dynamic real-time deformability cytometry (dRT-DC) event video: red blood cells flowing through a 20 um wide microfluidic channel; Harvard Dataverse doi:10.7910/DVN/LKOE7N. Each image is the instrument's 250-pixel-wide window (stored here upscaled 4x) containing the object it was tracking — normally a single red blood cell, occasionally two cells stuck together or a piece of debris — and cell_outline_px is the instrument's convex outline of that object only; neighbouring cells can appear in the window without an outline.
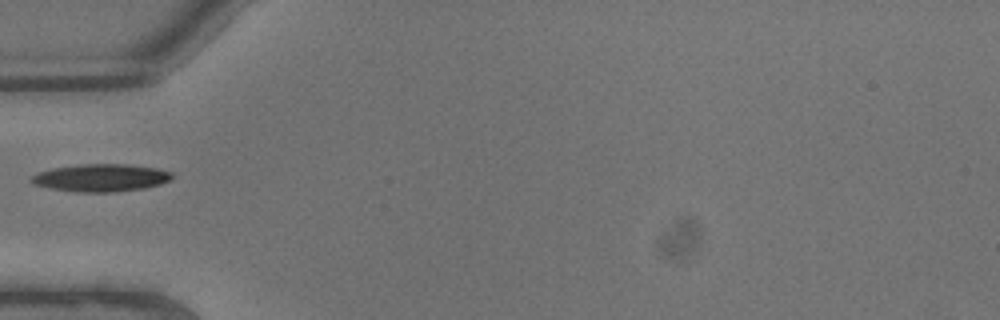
{"species": "common noctule bat (a hibernating species)", "species_latin": "Nyctalus noctula", "temperature_condition": "warm", "stored_images_in_passage": 4, "camera_frame_rate_fps": 3000, "um_per_image_px": 0.085, "animal": {"sex": "male", "body_mass_g": 13.3}, "frame": {"image": 1, "passage_image": 1, "time_ms": 0.0, "image_size_px": [1000, 320], "cell_outline_px": [[172, 180], [160, 184], [144, 188], [112, 192], [76, 192], [52, 188], [32, 184], [28, 180], [32, 176], [40, 172], [52, 168], [84, 164], [128, 164], [156, 168], [172, 172]], "centroid_in_image_um": [8.59, 15.11], "position_along_channel_um": 76.4, "area_um2": 22.54}}
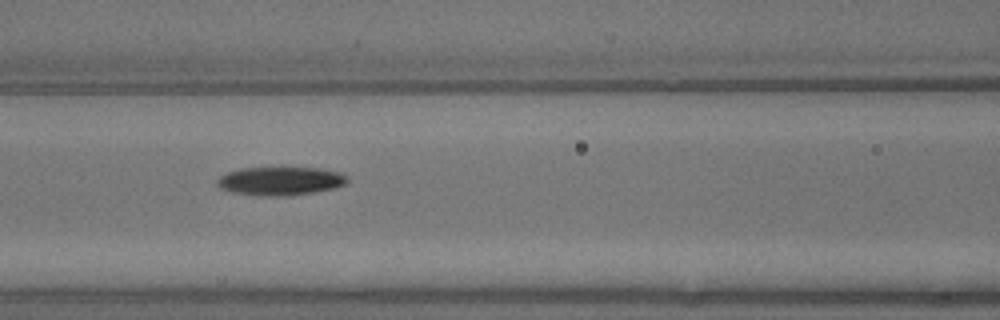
{"frame": {"image": 2, "passage_image": 3, "time_ms": 0.667, "image_size_px": [1000, 320], "cell_outline_px": [[348, 180], [344, 184], [336, 188], [288, 196], [260, 196], [232, 192], [220, 188], [216, 184], [216, 180], [220, 176], [228, 172], [240, 168], [320, 168], [340, 172]], "centroid_in_image_um": [23.8, 15.39], "position_along_channel_um": 142.8, "area_um2": 21.56}}
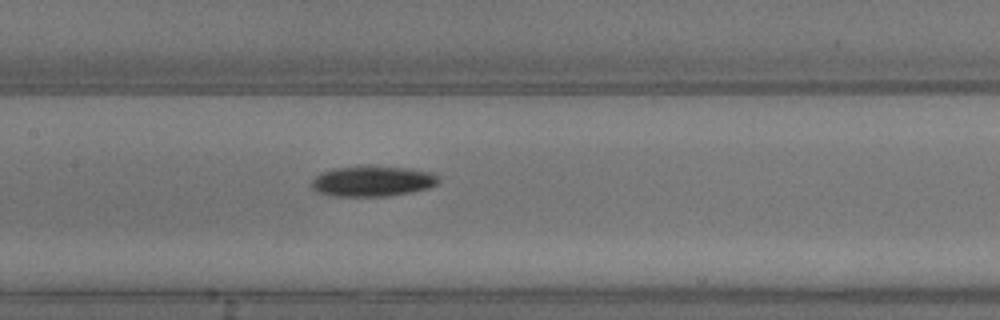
{"frame": {"image": 3, "passage_image": 4, "time_ms": 1.0, "image_size_px": [1000, 320], "cell_outline_px": [[440, 180], [436, 184], [428, 188], [388, 196], [332, 196], [316, 192], [312, 188], [312, 180], [316, 176], [324, 172], [336, 168], [408, 168], [432, 172]], "centroid_in_image_um": [31.66, 15.44], "position_along_channel_um": 175.7, "area_um2": 21.73}}